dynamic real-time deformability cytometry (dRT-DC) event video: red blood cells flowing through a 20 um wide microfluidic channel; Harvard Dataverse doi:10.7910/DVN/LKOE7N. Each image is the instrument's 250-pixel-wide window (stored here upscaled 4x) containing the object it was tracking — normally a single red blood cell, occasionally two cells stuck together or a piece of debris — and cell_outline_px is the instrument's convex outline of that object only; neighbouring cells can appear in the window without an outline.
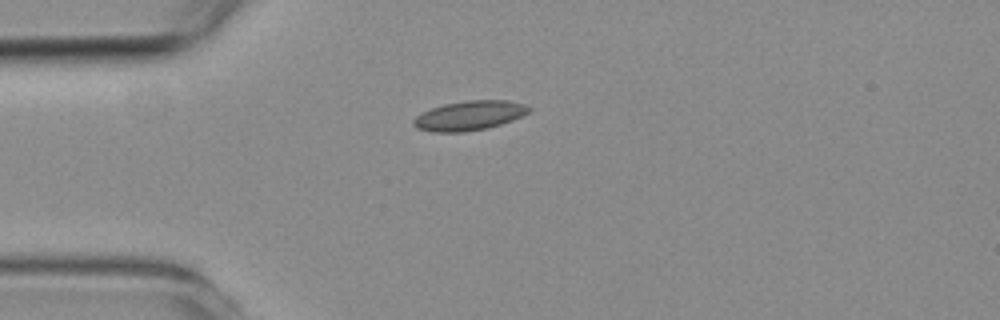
{"species": "common noctule bat (a hibernating species)", "species_latin": "Nyctalus noctula", "temperature_condition": "room temperature", "stored_images_in_passage": 3, "camera_frame_rate_fps": 3000, "um_per_image_px": 0.085, "animal": {"sex": "female", "body_mass_g": 19.3, "forearm_length_mm": 54.1}, "frame": {"image": 1, "passage_image": 1, "time_ms": 0.0, "image_size_px": [1000, 320], "cell_outline_px": [[532, 112], [512, 120], [488, 128], [464, 132], [432, 132], [416, 128], [412, 124], [412, 120], [416, 116], [432, 108], [444, 104], [468, 100], [508, 100], [524, 104], [532, 108]], "centroid_in_image_um": [39.92, 9.83], "position_along_channel_um": 45.1, "area_um2": 19.94}}
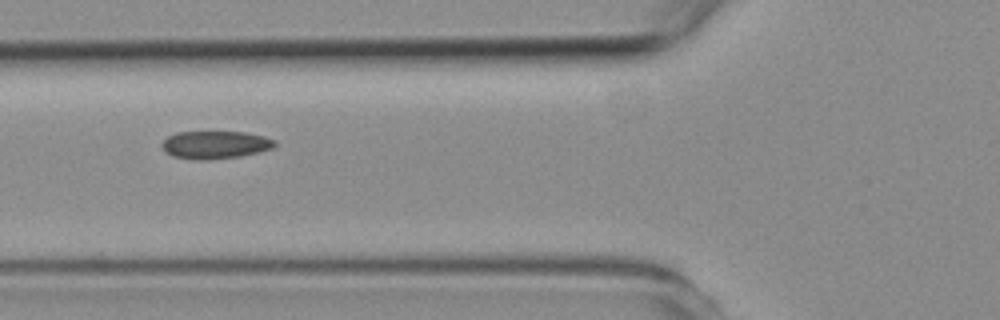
{"frame": {"image": 2, "passage_image": 3, "time_ms": 2.0, "image_size_px": [1000, 320], "cell_outline_px": [[276, 144], [272, 148], [240, 156], [200, 160], [196, 160], [172, 156], [164, 152], [160, 144], [168, 136], [176, 132], [244, 132], [264, 136], [276, 140]], "centroid_in_image_um": [18.25, 12.3], "position_along_channel_um": 107.6, "area_um2": 18.21}}